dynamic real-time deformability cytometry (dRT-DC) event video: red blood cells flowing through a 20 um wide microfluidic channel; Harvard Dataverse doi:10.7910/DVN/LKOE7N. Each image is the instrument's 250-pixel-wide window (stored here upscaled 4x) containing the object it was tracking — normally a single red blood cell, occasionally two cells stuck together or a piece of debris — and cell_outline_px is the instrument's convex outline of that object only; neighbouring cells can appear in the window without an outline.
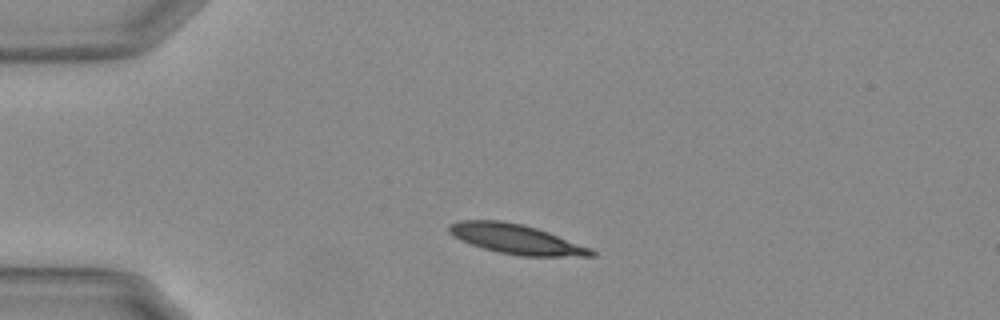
{"species": "Egyptian fruit bat (a non-hibernating species)", "species_latin": "Rousettus aegyptiacus", "temperature_condition": "warm", "stored_images_in_passage": 43, "camera_frame_rate_fps": 3000, "um_per_image_px": 0.085, "animal": {"sex": "female"}, "frame": {"image": 1, "passage_image": 1, "time_ms": 0.0, "image_size_px": [1000, 320], "cell_outline_px": [[596, 256], [520, 256], [500, 252], [484, 248], [460, 240], [452, 236], [448, 232], [448, 224], [460, 220], [500, 220], [520, 224], [536, 228], [548, 232], [592, 248], [596, 252]], "centroid_in_image_um": [43.86, 20.32], "position_along_channel_um": 41.1, "area_um2": 24.51}}
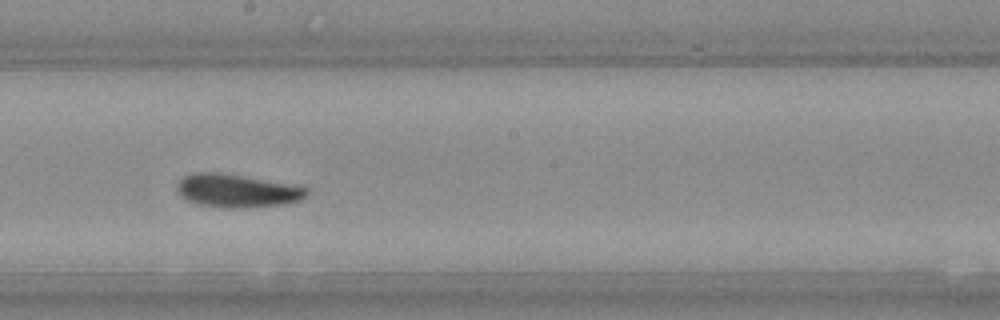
{"frame": {"image": 2, "passage_image": 19, "time_ms": 6.0, "image_size_px": [1000, 320], "cell_outline_px": [[308, 196], [300, 200], [288, 204], [256, 208], [224, 208], [196, 204], [184, 200], [176, 188], [176, 184], [184, 176], [192, 172], [220, 172], [308, 188]], "centroid_in_image_um": [20.11, 16.24], "position_along_channel_um": 228.1, "area_um2": 25.37}}
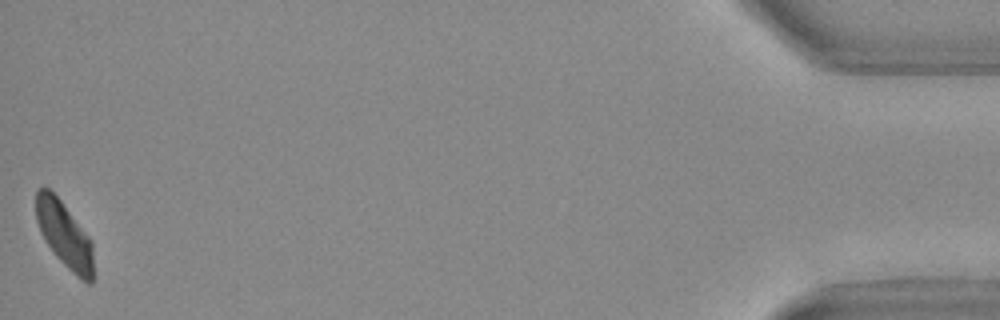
{"frame": {"image": 3, "passage_image": 43, "time_ms": 14.0, "image_size_px": [1000, 320], "cell_outline_px": [[92, 284], [88, 284], [76, 276], [56, 256], [40, 232], [36, 220], [36, 192], [40, 188], [48, 188], [60, 200], [92, 240]], "centroid_in_image_um": [5.47, 19.96], "position_along_channel_um": 429.7, "area_um2": 21.62}, "authors_computed_cell_mechanics": {"area_um2": 24.4494, "velocity_mm_per_s": 3.6672, "shape_relaxation_time_tau1_ms": 5.1837, "shape_relaxation_time_tau2_ms": 2.0726, "deformation_change_tau1": 0.1538, "deformation_change_tau2": 0.0811}}